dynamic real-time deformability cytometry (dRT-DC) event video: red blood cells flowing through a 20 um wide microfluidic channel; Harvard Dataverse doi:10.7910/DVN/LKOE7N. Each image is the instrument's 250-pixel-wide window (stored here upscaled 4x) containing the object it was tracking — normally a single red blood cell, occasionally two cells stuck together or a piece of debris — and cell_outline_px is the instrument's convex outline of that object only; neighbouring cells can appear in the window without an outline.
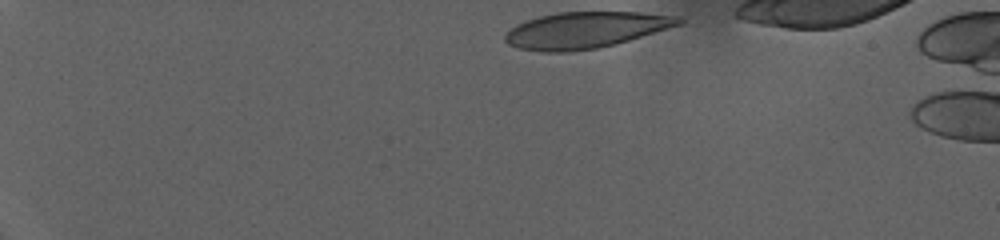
{"species": "human", "species_latin": "Homo sapiens", "temperature_condition": "warm", "stored_images_in_passage": 52, "camera_frame_rate_fps": 3000, "um_per_image_px": 0.085, "donor": {"sex": "female"}, "frame": {"image": 1, "passage_image": 1, "time_ms": 0.0, "image_size_px": [1000, 240], "cell_outline_px": [[684, 20], [680, 24], [628, 40], [596, 48], [568, 52], [544, 52], [520, 48], [508, 44], [504, 40], [504, 36], [512, 28], [528, 20], [540, 16], [556, 12], [636, 12], [672, 16]], "centroid_in_image_um": [49.71, 2.56], "position_along_channel_um": 35.3, "area_um2": 35.89}}
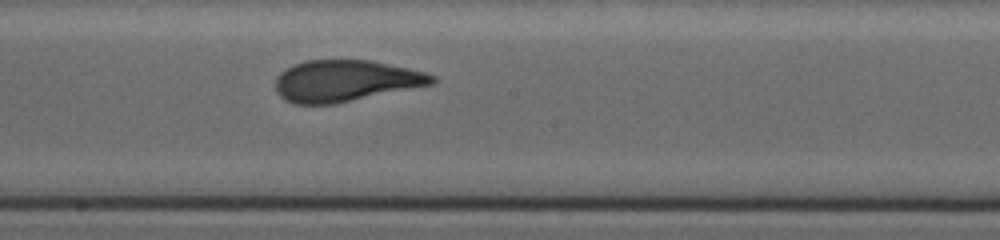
{"frame": {"image": 2, "passage_image": 32, "time_ms": 10.333, "image_size_px": [1000, 240], "cell_outline_px": [[436, 80], [432, 84], [336, 104], [296, 104], [284, 100], [276, 92], [276, 80], [280, 72], [304, 60], [368, 60], [408, 68], [424, 72], [436, 76]], "centroid_in_image_um": [29.34, 6.88], "position_along_channel_um": 218.9, "area_um2": 37.63}}
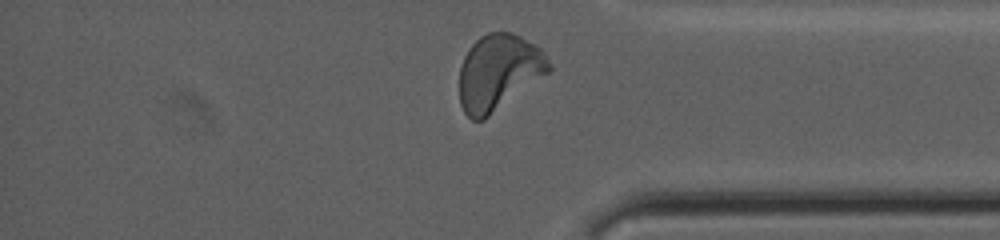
{"frame": {"image": 3, "passage_image": 51, "time_ms": 16.667, "image_size_px": [1000, 240], "cell_outline_px": [[552, 68], [548, 72], [484, 120], [472, 120], [464, 112], [460, 104], [460, 68], [464, 56], [468, 48], [480, 36], [488, 32], [512, 32], [520, 36], [540, 48], [544, 52], [552, 64]], "centroid_in_image_um": [42.37, 6.13], "position_along_channel_um": 392.8, "area_um2": 39.36}, "authors_computed_cell_mechanics": {"area_um2": 38.2058, "velocity_mm_per_s": 2.8228, "shape_relaxation_time_tau1_ms": 5.9978, "shape_relaxation_time_tau2_ms": null, "deformation_change_tau1": 0.2057, "deformation_change_tau2": null}}